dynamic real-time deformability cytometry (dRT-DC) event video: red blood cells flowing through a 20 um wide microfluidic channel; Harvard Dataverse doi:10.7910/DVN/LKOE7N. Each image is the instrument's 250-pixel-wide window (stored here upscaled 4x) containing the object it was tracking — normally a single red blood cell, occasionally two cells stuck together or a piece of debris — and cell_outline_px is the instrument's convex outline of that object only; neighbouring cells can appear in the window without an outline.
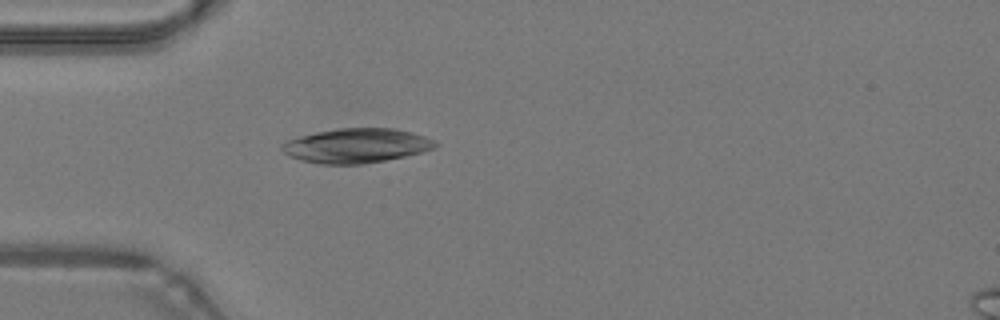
{"species": "common noctule bat (a hibernating species)", "species_latin": "Nyctalus noctula", "temperature_condition": "warm", "stored_images_in_passage": 38, "camera_frame_rate_fps": 3000, "um_per_image_px": 0.085, "animal": {"sex": "male", "body_mass_g": 19.2, "forearm_length_mm": 51.8}, "frame": {"image": 1, "passage_image": 5, "time_ms": 1.333, "image_size_px": [1000, 320], "cell_outline_px": [[440, 144], [432, 148], [420, 152], [404, 156], [384, 160], [360, 164], [324, 164], [300, 160], [288, 156], [280, 148], [280, 144], [288, 140], [300, 136], [316, 132], [340, 128], [392, 128], [412, 132], [424, 136]], "centroid_in_image_um": [30.25, 12.37], "position_along_channel_um": 54.8, "area_um2": 30.52}}
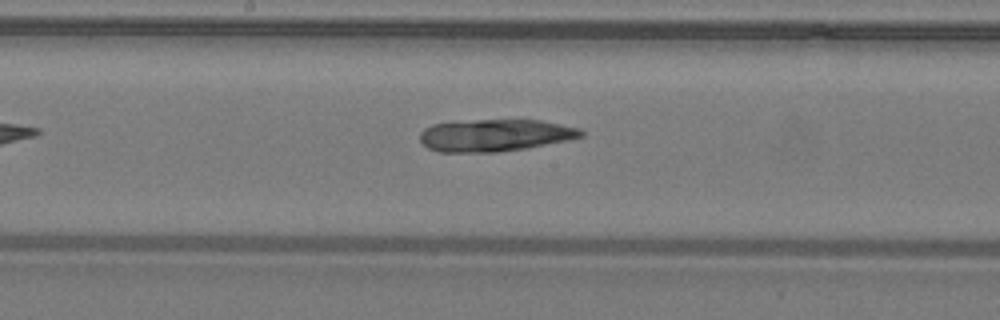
{"frame": {"image": 2, "passage_image": 16, "time_ms": 5.0, "image_size_px": [1000, 320], "cell_outline_px": [[584, 136], [568, 140], [528, 148], [496, 152], [440, 152], [428, 148], [420, 140], [420, 132], [424, 128], [432, 124], [476, 120], [540, 120], [580, 128], [584, 132]], "centroid_in_image_um": [42.09, 11.5], "position_along_channel_um": 206.1, "area_um2": 30.17}}
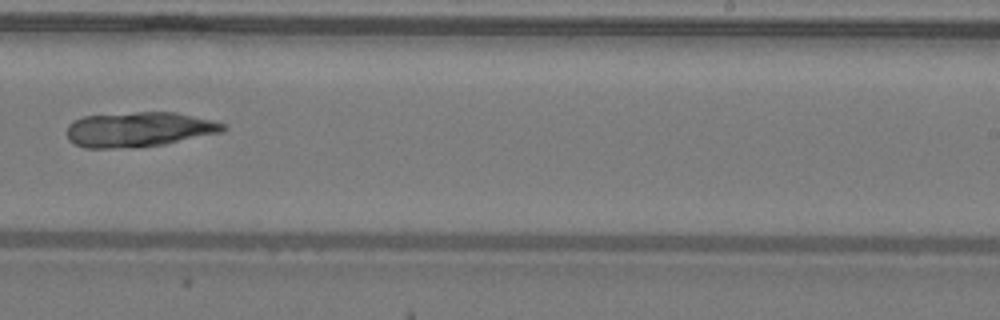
{"frame": {"image": 3, "passage_image": 21, "time_ms": 6.667, "image_size_px": [1000, 320], "cell_outline_px": [[228, 128], [224, 132], [164, 144], [136, 148], [84, 148], [68, 140], [68, 124], [72, 120], [84, 116], [136, 112], [176, 112], [212, 120], [224, 124]], "centroid_in_image_um": [11.82, 11.01], "position_along_channel_um": 277.2, "area_um2": 32.02}}